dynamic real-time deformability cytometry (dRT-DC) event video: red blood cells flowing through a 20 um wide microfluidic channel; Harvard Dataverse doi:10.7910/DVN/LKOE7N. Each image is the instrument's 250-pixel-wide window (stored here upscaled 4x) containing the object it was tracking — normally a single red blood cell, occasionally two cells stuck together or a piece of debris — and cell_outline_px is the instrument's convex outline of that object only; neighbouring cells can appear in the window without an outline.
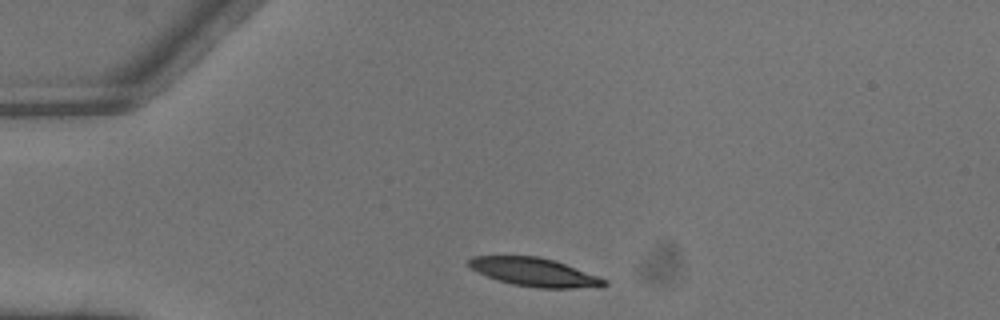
{"species": "common noctule bat (a hibernating species)", "species_latin": "Nyctalus noctula", "temperature_condition": "warm", "stored_images_in_passage": 2, "camera_frame_rate_fps": 3000, "um_per_image_px": 0.085, "animal": {"sex": "male", "body_mass_g": 13.3}, "frame": {"image": 1, "passage_image": 1, "time_ms": 0.0, "image_size_px": [1000, 320], "cell_outline_px": [[608, 284], [604, 288], [536, 288], [512, 284], [488, 276], [472, 268], [468, 264], [468, 260], [472, 256], [536, 256], [556, 260], [600, 276], [608, 280]], "centroid_in_image_um": [45.56, 23.14], "position_along_channel_um": 39.4, "area_um2": 22.66}}